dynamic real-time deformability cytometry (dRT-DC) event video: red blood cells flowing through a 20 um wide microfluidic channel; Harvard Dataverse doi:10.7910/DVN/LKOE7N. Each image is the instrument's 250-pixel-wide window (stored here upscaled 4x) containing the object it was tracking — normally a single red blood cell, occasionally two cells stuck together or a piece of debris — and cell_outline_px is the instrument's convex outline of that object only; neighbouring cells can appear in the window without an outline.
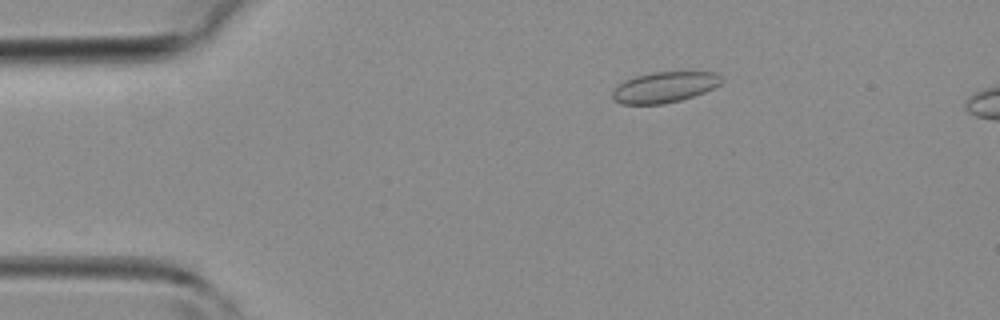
{"species": "common noctule bat (a hibernating species)", "species_latin": "Nyctalus noctula", "temperature_condition": "room temperature", "stored_images_in_passage": 40, "camera_frame_rate_fps": 3000, "um_per_image_px": 0.085, "animal": {"sex": "female", "body_mass_g": 19.3, "forearm_length_mm": 54.1}, "frame": {"image": 1, "passage_image": 6, "time_ms": 1.667, "image_size_px": [1000, 320], "cell_outline_px": [[724, 80], [720, 84], [704, 92], [680, 100], [660, 104], [620, 104], [612, 100], [612, 92], [616, 84], [624, 80], [636, 76], [652, 72], [716, 72]], "centroid_in_image_um": [56.43, 7.41], "position_along_channel_um": 28.6, "area_um2": 19.59}}
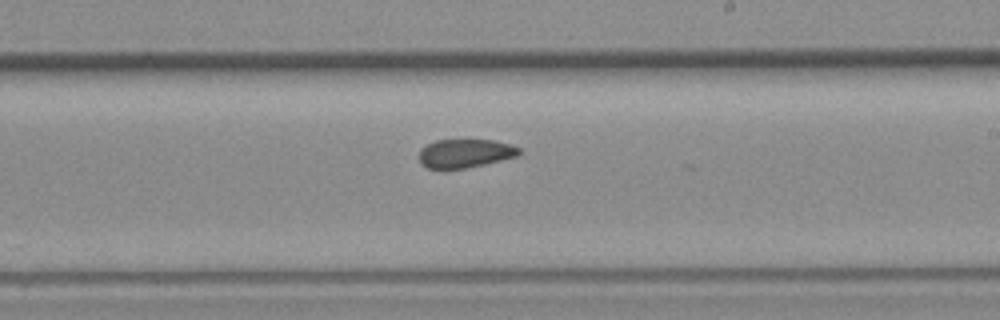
{"frame": {"image": 2, "passage_image": 23, "time_ms": 7.333, "image_size_px": [1000, 320], "cell_outline_px": [[520, 152], [516, 156], [484, 164], [464, 168], [428, 168], [420, 164], [420, 152], [428, 144], [436, 140], [492, 140], [508, 144], [520, 148]], "centroid_in_image_um": [39.53, 13.03], "position_along_channel_um": 249.5, "area_um2": 16.24}}
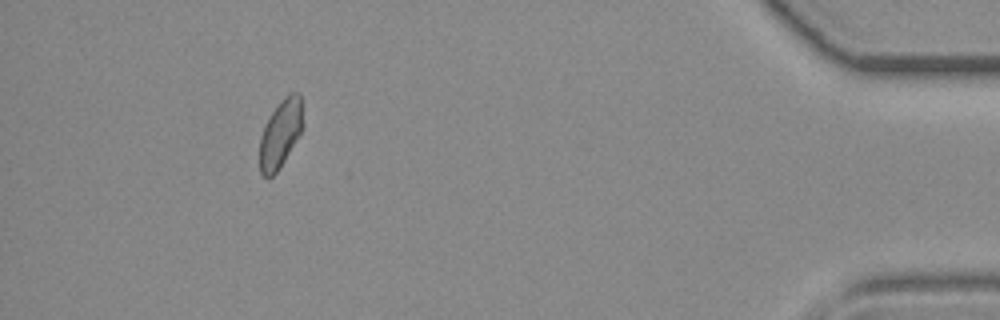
{"frame": {"image": 3, "passage_image": 37, "time_ms": 12.0, "image_size_px": [1000, 320], "cell_outline_px": [[304, 124], [300, 132], [284, 160], [276, 172], [272, 176], [264, 176], [260, 172], [260, 136], [276, 104], [288, 92], [300, 92]], "centroid_in_image_um": [23.86, 11.29], "position_along_channel_um": 411.3, "area_um2": 16.94}}